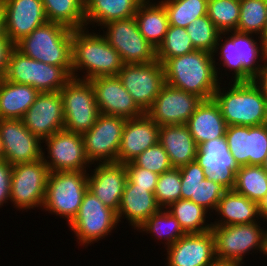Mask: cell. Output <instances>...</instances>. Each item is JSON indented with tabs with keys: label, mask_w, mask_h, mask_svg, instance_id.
I'll return each instance as SVG.
<instances>
[{
	"label": "cell",
	"mask_w": 267,
	"mask_h": 266,
	"mask_svg": "<svg viewBox=\"0 0 267 266\" xmlns=\"http://www.w3.org/2000/svg\"><path fill=\"white\" fill-rule=\"evenodd\" d=\"M217 58L204 50L168 59L164 64L166 84L200 97L212 99L218 88L219 78ZM220 79V80H219Z\"/></svg>",
	"instance_id": "6da1fadb"
},
{
	"label": "cell",
	"mask_w": 267,
	"mask_h": 266,
	"mask_svg": "<svg viewBox=\"0 0 267 266\" xmlns=\"http://www.w3.org/2000/svg\"><path fill=\"white\" fill-rule=\"evenodd\" d=\"M122 66L123 62L119 53L100 32L97 34L89 32L87 27L73 30V78L91 80L101 76H117ZM81 70L84 73L86 71L83 77L78 74Z\"/></svg>",
	"instance_id": "7a4b0ae2"
},
{
	"label": "cell",
	"mask_w": 267,
	"mask_h": 266,
	"mask_svg": "<svg viewBox=\"0 0 267 266\" xmlns=\"http://www.w3.org/2000/svg\"><path fill=\"white\" fill-rule=\"evenodd\" d=\"M254 35L236 30L219 34L213 57L219 55L218 59L222 62L219 66L232 72L231 82L252 81L263 66L261 62L267 58V47L260 37L255 39Z\"/></svg>",
	"instance_id": "3957f363"
},
{
	"label": "cell",
	"mask_w": 267,
	"mask_h": 266,
	"mask_svg": "<svg viewBox=\"0 0 267 266\" xmlns=\"http://www.w3.org/2000/svg\"><path fill=\"white\" fill-rule=\"evenodd\" d=\"M221 84L213 99L228 126H257L266 123L267 99L252 81H230L228 89L221 88Z\"/></svg>",
	"instance_id": "277c9868"
},
{
	"label": "cell",
	"mask_w": 267,
	"mask_h": 266,
	"mask_svg": "<svg viewBox=\"0 0 267 266\" xmlns=\"http://www.w3.org/2000/svg\"><path fill=\"white\" fill-rule=\"evenodd\" d=\"M73 29L55 22H47L18 41L14 47L22 54L40 62L72 67Z\"/></svg>",
	"instance_id": "5b68a950"
},
{
	"label": "cell",
	"mask_w": 267,
	"mask_h": 266,
	"mask_svg": "<svg viewBox=\"0 0 267 266\" xmlns=\"http://www.w3.org/2000/svg\"><path fill=\"white\" fill-rule=\"evenodd\" d=\"M72 78V67L49 65L34 60L15 47L11 50L4 79L32 86L39 93L60 91Z\"/></svg>",
	"instance_id": "8992f818"
},
{
	"label": "cell",
	"mask_w": 267,
	"mask_h": 266,
	"mask_svg": "<svg viewBox=\"0 0 267 266\" xmlns=\"http://www.w3.org/2000/svg\"><path fill=\"white\" fill-rule=\"evenodd\" d=\"M88 190L87 171L50 172L42 210L67 219L68 225L76 217Z\"/></svg>",
	"instance_id": "52a82bcc"
},
{
	"label": "cell",
	"mask_w": 267,
	"mask_h": 266,
	"mask_svg": "<svg viewBox=\"0 0 267 266\" xmlns=\"http://www.w3.org/2000/svg\"><path fill=\"white\" fill-rule=\"evenodd\" d=\"M258 222L227 226H212L215 239V255L220 261L244 264V256L250 251L267 254V229ZM260 225V226H259Z\"/></svg>",
	"instance_id": "ba28073f"
},
{
	"label": "cell",
	"mask_w": 267,
	"mask_h": 266,
	"mask_svg": "<svg viewBox=\"0 0 267 266\" xmlns=\"http://www.w3.org/2000/svg\"><path fill=\"white\" fill-rule=\"evenodd\" d=\"M59 92L63 99L64 130L80 134L88 131L100 114L90 81L72 77Z\"/></svg>",
	"instance_id": "9c48e42d"
},
{
	"label": "cell",
	"mask_w": 267,
	"mask_h": 266,
	"mask_svg": "<svg viewBox=\"0 0 267 266\" xmlns=\"http://www.w3.org/2000/svg\"><path fill=\"white\" fill-rule=\"evenodd\" d=\"M117 212L102 203L91 191L85 193L79 211L68 225L78 244L91 245L108 237L119 226Z\"/></svg>",
	"instance_id": "30bf717a"
},
{
	"label": "cell",
	"mask_w": 267,
	"mask_h": 266,
	"mask_svg": "<svg viewBox=\"0 0 267 266\" xmlns=\"http://www.w3.org/2000/svg\"><path fill=\"white\" fill-rule=\"evenodd\" d=\"M49 173L42 158L12 166L10 202L14 208L22 211L42 209Z\"/></svg>",
	"instance_id": "8fae6325"
},
{
	"label": "cell",
	"mask_w": 267,
	"mask_h": 266,
	"mask_svg": "<svg viewBox=\"0 0 267 266\" xmlns=\"http://www.w3.org/2000/svg\"><path fill=\"white\" fill-rule=\"evenodd\" d=\"M101 29L123 64H146L157 60L155 47L140 33L135 17L108 22Z\"/></svg>",
	"instance_id": "7c38bea8"
},
{
	"label": "cell",
	"mask_w": 267,
	"mask_h": 266,
	"mask_svg": "<svg viewBox=\"0 0 267 266\" xmlns=\"http://www.w3.org/2000/svg\"><path fill=\"white\" fill-rule=\"evenodd\" d=\"M117 76L144 113L166 84L164 66L158 60L146 64H123Z\"/></svg>",
	"instance_id": "4fadbf2b"
},
{
	"label": "cell",
	"mask_w": 267,
	"mask_h": 266,
	"mask_svg": "<svg viewBox=\"0 0 267 266\" xmlns=\"http://www.w3.org/2000/svg\"><path fill=\"white\" fill-rule=\"evenodd\" d=\"M126 118L100 113L96 123L82 134L85 154L91 164L117 162Z\"/></svg>",
	"instance_id": "5bb4252c"
},
{
	"label": "cell",
	"mask_w": 267,
	"mask_h": 266,
	"mask_svg": "<svg viewBox=\"0 0 267 266\" xmlns=\"http://www.w3.org/2000/svg\"><path fill=\"white\" fill-rule=\"evenodd\" d=\"M42 142L46 144L48 153L45 157L43 152L42 159L50 172L88 171L91 168L85 154L82 134L63 129Z\"/></svg>",
	"instance_id": "9a60e30c"
},
{
	"label": "cell",
	"mask_w": 267,
	"mask_h": 266,
	"mask_svg": "<svg viewBox=\"0 0 267 266\" xmlns=\"http://www.w3.org/2000/svg\"><path fill=\"white\" fill-rule=\"evenodd\" d=\"M0 140L3 159L12 166L43 157L42 140L25 127L22 119H0Z\"/></svg>",
	"instance_id": "2e32d148"
},
{
	"label": "cell",
	"mask_w": 267,
	"mask_h": 266,
	"mask_svg": "<svg viewBox=\"0 0 267 266\" xmlns=\"http://www.w3.org/2000/svg\"><path fill=\"white\" fill-rule=\"evenodd\" d=\"M202 99L165 84L146 114L158 126L186 124Z\"/></svg>",
	"instance_id": "e0dca14e"
},
{
	"label": "cell",
	"mask_w": 267,
	"mask_h": 266,
	"mask_svg": "<svg viewBox=\"0 0 267 266\" xmlns=\"http://www.w3.org/2000/svg\"><path fill=\"white\" fill-rule=\"evenodd\" d=\"M195 161L204 169L206 179L220 183L227 190L234 189L239 166L225 137L202 143L198 147Z\"/></svg>",
	"instance_id": "ac0fdd59"
},
{
	"label": "cell",
	"mask_w": 267,
	"mask_h": 266,
	"mask_svg": "<svg viewBox=\"0 0 267 266\" xmlns=\"http://www.w3.org/2000/svg\"><path fill=\"white\" fill-rule=\"evenodd\" d=\"M22 121L25 127L42 141L63 130V99L60 92L39 93Z\"/></svg>",
	"instance_id": "d6986e66"
},
{
	"label": "cell",
	"mask_w": 267,
	"mask_h": 266,
	"mask_svg": "<svg viewBox=\"0 0 267 266\" xmlns=\"http://www.w3.org/2000/svg\"><path fill=\"white\" fill-rule=\"evenodd\" d=\"M89 81L94 90L99 113L126 119L144 114L118 76H101Z\"/></svg>",
	"instance_id": "ffe728a7"
},
{
	"label": "cell",
	"mask_w": 267,
	"mask_h": 266,
	"mask_svg": "<svg viewBox=\"0 0 267 266\" xmlns=\"http://www.w3.org/2000/svg\"><path fill=\"white\" fill-rule=\"evenodd\" d=\"M5 34L15 45L34 29L47 23L42 0H0Z\"/></svg>",
	"instance_id": "44dd1931"
},
{
	"label": "cell",
	"mask_w": 267,
	"mask_h": 266,
	"mask_svg": "<svg viewBox=\"0 0 267 266\" xmlns=\"http://www.w3.org/2000/svg\"><path fill=\"white\" fill-rule=\"evenodd\" d=\"M167 266H210L215 260V239L212 231L185 234L165 248Z\"/></svg>",
	"instance_id": "7402d4cb"
},
{
	"label": "cell",
	"mask_w": 267,
	"mask_h": 266,
	"mask_svg": "<svg viewBox=\"0 0 267 266\" xmlns=\"http://www.w3.org/2000/svg\"><path fill=\"white\" fill-rule=\"evenodd\" d=\"M95 169L88 173V190L105 206L118 211L125 184L127 182L126 166L120 162L97 163Z\"/></svg>",
	"instance_id": "603a6c76"
},
{
	"label": "cell",
	"mask_w": 267,
	"mask_h": 266,
	"mask_svg": "<svg viewBox=\"0 0 267 266\" xmlns=\"http://www.w3.org/2000/svg\"><path fill=\"white\" fill-rule=\"evenodd\" d=\"M160 126L146 113L127 119L123 128L117 162H131L143 151L159 143Z\"/></svg>",
	"instance_id": "cb8c5ba5"
},
{
	"label": "cell",
	"mask_w": 267,
	"mask_h": 266,
	"mask_svg": "<svg viewBox=\"0 0 267 266\" xmlns=\"http://www.w3.org/2000/svg\"><path fill=\"white\" fill-rule=\"evenodd\" d=\"M160 209L161 207L158 205L154 193L148 191V188L137 187V185L130 184L127 181L117 211V217L119 222L126 218L130 223L129 225L133 226L134 230H137L150 216Z\"/></svg>",
	"instance_id": "d4e9b609"
},
{
	"label": "cell",
	"mask_w": 267,
	"mask_h": 266,
	"mask_svg": "<svg viewBox=\"0 0 267 266\" xmlns=\"http://www.w3.org/2000/svg\"><path fill=\"white\" fill-rule=\"evenodd\" d=\"M198 147L207 141L225 137L227 123L215 100H202L185 124Z\"/></svg>",
	"instance_id": "484cf974"
},
{
	"label": "cell",
	"mask_w": 267,
	"mask_h": 266,
	"mask_svg": "<svg viewBox=\"0 0 267 266\" xmlns=\"http://www.w3.org/2000/svg\"><path fill=\"white\" fill-rule=\"evenodd\" d=\"M159 143L167 152L173 168L195 161L198 145L185 124L160 126Z\"/></svg>",
	"instance_id": "4316f807"
},
{
	"label": "cell",
	"mask_w": 267,
	"mask_h": 266,
	"mask_svg": "<svg viewBox=\"0 0 267 266\" xmlns=\"http://www.w3.org/2000/svg\"><path fill=\"white\" fill-rule=\"evenodd\" d=\"M216 214L221 217L218 221L211 222L212 226L252 224L260 219L257 203L234 190H228L222 195L215 210Z\"/></svg>",
	"instance_id": "83f0119b"
},
{
	"label": "cell",
	"mask_w": 267,
	"mask_h": 266,
	"mask_svg": "<svg viewBox=\"0 0 267 266\" xmlns=\"http://www.w3.org/2000/svg\"><path fill=\"white\" fill-rule=\"evenodd\" d=\"M86 27L135 16L141 0H84ZM90 24V25H89Z\"/></svg>",
	"instance_id": "f1b7e54d"
},
{
	"label": "cell",
	"mask_w": 267,
	"mask_h": 266,
	"mask_svg": "<svg viewBox=\"0 0 267 266\" xmlns=\"http://www.w3.org/2000/svg\"><path fill=\"white\" fill-rule=\"evenodd\" d=\"M39 92L32 86L0 79V119H22Z\"/></svg>",
	"instance_id": "f546056e"
},
{
	"label": "cell",
	"mask_w": 267,
	"mask_h": 266,
	"mask_svg": "<svg viewBox=\"0 0 267 266\" xmlns=\"http://www.w3.org/2000/svg\"><path fill=\"white\" fill-rule=\"evenodd\" d=\"M152 2L142 1L134 17L145 40L157 49L164 40L169 21L164 5L160 1Z\"/></svg>",
	"instance_id": "4dcf8cb0"
},
{
	"label": "cell",
	"mask_w": 267,
	"mask_h": 266,
	"mask_svg": "<svg viewBox=\"0 0 267 266\" xmlns=\"http://www.w3.org/2000/svg\"><path fill=\"white\" fill-rule=\"evenodd\" d=\"M48 22L73 30L86 27L84 0H42Z\"/></svg>",
	"instance_id": "1f68e13d"
},
{
	"label": "cell",
	"mask_w": 267,
	"mask_h": 266,
	"mask_svg": "<svg viewBox=\"0 0 267 266\" xmlns=\"http://www.w3.org/2000/svg\"><path fill=\"white\" fill-rule=\"evenodd\" d=\"M166 209L176 218L185 234L205 233L212 228L211 222H206L207 215L212 214L193 201L179 199Z\"/></svg>",
	"instance_id": "d6a6232c"
},
{
	"label": "cell",
	"mask_w": 267,
	"mask_h": 266,
	"mask_svg": "<svg viewBox=\"0 0 267 266\" xmlns=\"http://www.w3.org/2000/svg\"><path fill=\"white\" fill-rule=\"evenodd\" d=\"M137 230L144 234H152L154 238L157 237L156 240H164L165 247L174 244L185 235L179 222L166 208H161L150 216Z\"/></svg>",
	"instance_id": "836d02e7"
},
{
	"label": "cell",
	"mask_w": 267,
	"mask_h": 266,
	"mask_svg": "<svg viewBox=\"0 0 267 266\" xmlns=\"http://www.w3.org/2000/svg\"><path fill=\"white\" fill-rule=\"evenodd\" d=\"M233 190L258 203L267 193V173L260 165L240 166Z\"/></svg>",
	"instance_id": "e575fe53"
},
{
	"label": "cell",
	"mask_w": 267,
	"mask_h": 266,
	"mask_svg": "<svg viewBox=\"0 0 267 266\" xmlns=\"http://www.w3.org/2000/svg\"><path fill=\"white\" fill-rule=\"evenodd\" d=\"M164 5L169 25L186 28L195 19L207 15L208 0H160Z\"/></svg>",
	"instance_id": "d590c367"
},
{
	"label": "cell",
	"mask_w": 267,
	"mask_h": 266,
	"mask_svg": "<svg viewBox=\"0 0 267 266\" xmlns=\"http://www.w3.org/2000/svg\"><path fill=\"white\" fill-rule=\"evenodd\" d=\"M267 20V0H240L237 31L260 37Z\"/></svg>",
	"instance_id": "8d00e7d4"
},
{
	"label": "cell",
	"mask_w": 267,
	"mask_h": 266,
	"mask_svg": "<svg viewBox=\"0 0 267 266\" xmlns=\"http://www.w3.org/2000/svg\"><path fill=\"white\" fill-rule=\"evenodd\" d=\"M196 50L186 28L169 25L163 42L156 49V59L164 64L168 59Z\"/></svg>",
	"instance_id": "74e56055"
},
{
	"label": "cell",
	"mask_w": 267,
	"mask_h": 266,
	"mask_svg": "<svg viewBox=\"0 0 267 266\" xmlns=\"http://www.w3.org/2000/svg\"><path fill=\"white\" fill-rule=\"evenodd\" d=\"M240 0H208L207 16L221 32L237 31Z\"/></svg>",
	"instance_id": "f35d334b"
},
{
	"label": "cell",
	"mask_w": 267,
	"mask_h": 266,
	"mask_svg": "<svg viewBox=\"0 0 267 266\" xmlns=\"http://www.w3.org/2000/svg\"><path fill=\"white\" fill-rule=\"evenodd\" d=\"M186 30L196 50H204L213 54L221 32L207 15L195 19L186 27Z\"/></svg>",
	"instance_id": "ab89813d"
},
{
	"label": "cell",
	"mask_w": 267,
	"mask_h": 266,
	"mask_svg": "<svg viewBox=\"0 0 267 266\" xmlns=\"http://www.w3.org/2000/svg\"><path fill=\"white\" fill-rule=\"evenodd\" d=\"M154 195L161 208H167L181 199V174L179 168H172L158 176Z\"/></svg>",
	"instance_id": "60d3db41"
},
{
	"label": "cell",
	"mask_w": 267,
	"mask_h": 266,
	"mask_svg": "<svg viewBox=\"0 0 267 266\" xmlns=\"http://www.w3.org/2000/svg\"><path fill=\"white\" fill-rule=\"evenodd\" d=\"M132 162L136 166L145 168L158 175L173 168L167 152L160 143L143 151Z\"/></svg>",
	"instance_id": "b9f144b4"
},
{
	"label": "cell",
	"mask_w": 267,
	"mask_h": 266,
	"mask_svg": "<svg viewBox=\"0 0 267 266\" xmlns=\"http://www.w3.org/2000/svg\"><path fill=\"white\" fill-rule=\"evenodd\" d=\"M228 148L238 166L249 165L248 126H228L225 134Z\"/></svg>",
	"instance_id": "7bdbcfd3"
},
{
	"label": "cell",
	"mask_w": 267,
	"mask_h": 266,
	"mask_svg": "<svg viewBox=\"0 0 267 266\" xmlns=\"http://www.w3.org/2000/svg\"><path fill=\"white\" fill-rule=\"evenodd\" d=\"M228 190L220 183L204 179L196 185L195 198H190L197 205L211 213L216 210L219 200Z\"/></svg>",
	"instance_id": "ee69618b"
},
{
	"label": "cell",
	"mask_w": 267,
	"mask_h": 266,
	"mask_svg": "<svg viewBox=\"0 0 267 266\" xmlns=\"http://www.w3.org/2000/svg\"><path fill=\"white\" fill-rule=\"evenodd\" d=\"M249 165H262L267 155V125L248 126Z\"/></svg>",
	"instance_id": "f6af8a7d"
},
{
	"label": "cell",
	"mask_w": 267,
	"mask_h": 266,
	"mask_svg": "<svg viewBox=\"0 0 267 266\" xmlns=\"http://www.w3.org/2000/svg\"><path fill=\"white\" fill-rule=\"evenodd\" d=\"M181 174V199L195 198V188L206 178L204 169L196 162H190L179 168Z\"/></svg>",
	"instance_id": "bcb514c9"
},
{
	"label": "cell",
	"mask_w": 267,
	"mask_h": 266,
	"mask_svg": "<svg viewBox=\"0 0 267 266\" xmlns=\"http://www.w3.org/2000/svg\"><path fill=\"white\" fill-rule=\"evenodd\" d=\"M127 171V181L137 187L148 188V191L154 193L158 174L145 168L136 166L132 161L125 163Z\"/></svg>",
	"instance_id": "7dc6e473"
},
{
	"label": "cell",
	"mask_w": 267,
	"mask_h": 266,
	"mask_svg": "<svg viewBox=\"0 0 267 266\" xmlns=\"http://www.w3.org/2000/svg\"><path fill=\"white\" fill-rule=\"evenodd\" d=\"M12 165L6 160H0V207L10 201Z\"/></svg>",
	"instance_id": "c3c4849f"
},
{
	"label": "cell",
	"mask_w": 267,
	"mask_h": 266,
	"mask_svg": "<svg viewBox=\"0 0 267 266\" xmlns=\"http://www.w3.org/2000/svg\"><path fill=\"white\" fill-rule=\"evenodd\" d=\"M14 48V44L11 42L9 37L4 33L0 36V79L4 78L8 60L11 50Z\"/></svg>",
	"instance_id": "681fc988"
},
{
	"label": "cell",
	"mask_w": 267,
	"mask_h": 266,
	"mask_svg": "<svg viewBox=\"0 0 267 266\" xmlns=\"http://www.w3.org/2000/svg\"><path fill=\"white\" fill-rule=\"evenodd\" d=\"M262 63H263L262 68L253 77L252 82L258 87V89L267 99V58Z\"/></svg>",
	"instance_id": "f907efd6"
},
{
	"label": "cell",
	"mask_w": 267,
	"mask_h": 266,
	"mask_svg": "<svg viewBox=\"0 0 267 266\" xmlns=\"http://www.w3.org/2000/svg\"><path fill=\"white\" fill-rule=\"evenodd\" d=\"M258 214L262 221L267 222V193L266 195L257 203Z\"/></svg>",
	"instance_id": "816d5d0a"
},
{
	"label": "cell",
	"mask_w": 267,
	"mask_h": 266,
	"mask_svg": "<svg viewBox=\"0 0 267 266\" xmlns=\"http://www.w3.org/2000/svg\"><path fill=\"white\" fill-rule=\"evenodd\" d=\"M243 264L233 261H220L215 260L210 266H242Z\"/></svg>",
	"instance_id": "f5cc1de1"
},
{
	"label": "cell",
	"mask_w": 267,
	"mask_h": 266,
	"mask_svg": "<svg viewBox=\"0 0 267 266\" xmlns=\"http://www.w3.org/2000/svg\"><path fill=\"white\" fill-rule=\"evenodd\" d=\"M5 33L4 12L0 3V36Z\"/></svg>",
	"instance_id": "db71d44e"
},
{
	"label": "cell",
	"mask_w": 267,
	"mask_h": 266,
	"mask_svg": "<svg viewBox=\"0 0 267 266\" xmlns=\"http://www.w3.org/2000/svg\"><path fill=\"white\" fill-rule=\"evenodd\" d=\"M260 38L262 39L264 45L267 47V20H266V25H265L264 31H263L262 35L260 36Z\"/></svg>",
	"instance_id": "11a10c76"
},
{
	"label": "cell",
	"mask_w": 267,
	"mask_h": 266,
	"mask_svg": "<svg viewBox=\"0 0 267 266\" xmlns=\"http://www.w3.org/2000/svg\"><path fill=\"white\" fill-rule=\"evenodd\" d=\"M261 166H262L263 170L267 173V155H266L264 163Z\"/></svg>",
	"instance_id": "9f6ffc18"
},
{
	"label": "cell",
	"mask_w": 267,
	"mask_h": 266,
	"mask_svg": "<svg viewBox=\"0 0 267 266\" xmlns=\"http://www.w3.org/2000/svg\"><path fill=\"white\" fill-rule=\"evenodd\" d=\"M3 159V151L1 147V140H0V160Z\"/></svg>",
	"instance_id": "6f0895ef"
},
{
	"label": "cell",
	"mask_w": 267,
	"mask_h": 266,
	"mask_svg": "<svg viewBox=\"0 0 267 266\" xmlns=\"http://www.w3.org/2000/svg\"><path fill=\"white\" fill-rule=\"evenodd\" d=\"M141 1H144V2H151V0H141Z\"/></svg>",
	"instance_id": "680465c9"
}]
</instances>
